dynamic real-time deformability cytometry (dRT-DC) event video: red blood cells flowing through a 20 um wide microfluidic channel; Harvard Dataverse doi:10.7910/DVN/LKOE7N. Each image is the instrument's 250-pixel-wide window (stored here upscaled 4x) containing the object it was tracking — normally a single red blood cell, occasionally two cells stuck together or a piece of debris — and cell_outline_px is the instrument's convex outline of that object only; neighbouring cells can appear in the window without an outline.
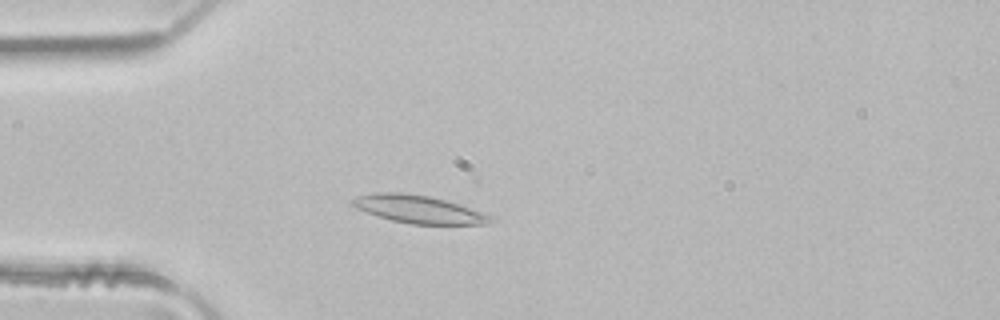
{"species": "common noctule bat (a hibernating species)", "species_latin": "Nyctalus noctula", "temperature_condition": "room temperature", "stored_images_in_passage": 3, "camera_frame_rate_fps": 3000, "um_per_image_px": 0.085, "animal": {"sex": "male", "body_mass_g": 21.5, "forearm_length_mm": 52.0}, "frame": {"image": 1, "passage_image": 2, "time_ms": 0.333, "image_size_px": [1000, 320], "cell_outline_px": [[496, 220], [488, 224], [412, 224], [392, 220], [356, 208], [348, 204], [348, 200], [360, 196], [376, 192], [400, 192], [432, 196], [460, 204], [492, 216]], "centroid_in_image_um": [35.59, 17.78], "position_along_channel_um": 49.4, "area_um2": 22.43}}